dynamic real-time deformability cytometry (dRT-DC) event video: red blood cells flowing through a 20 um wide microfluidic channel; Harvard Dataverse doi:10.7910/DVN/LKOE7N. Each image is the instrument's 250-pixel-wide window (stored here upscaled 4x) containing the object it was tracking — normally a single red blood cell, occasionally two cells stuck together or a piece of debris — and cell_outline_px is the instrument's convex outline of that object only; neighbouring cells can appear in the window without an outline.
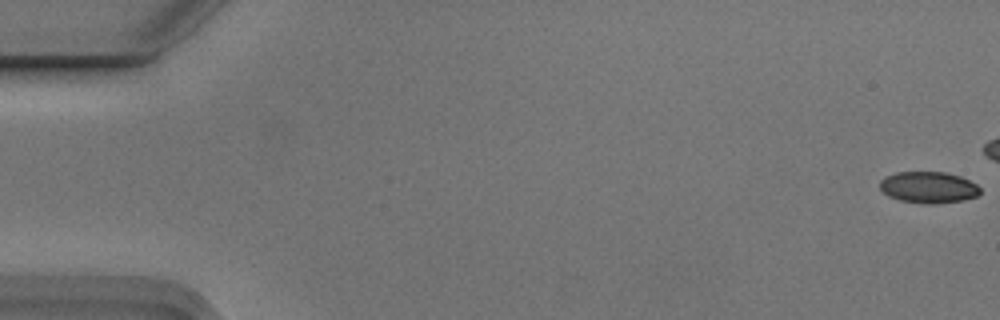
{"species": "Egyptian fruit bat (a non-hibernating species)", "species_latin": "Rousettus aegyptiacus", "temperature_condition": "cold", "stored_images_in_passage": 8, "camera_frame_rate_fps": 3000, "um_per_image_px": 0.085, "animal": {"sex": "male"}, "frame": {"image": 1, "passage_image": 1, "time_ms": 0.0, "image_size_px": [1000, 320], "cell_outline_px": [[980, 192], [976, 196], [964, 200], [936, 204], [928, 204], [900, 200], [888, 196], [880, 188], [880, 180], [884, 176], [896, 172], [944, 172], [960, 176], [976, 184], [980, 188]], "centroid_in_image_um": [78.91, 15.92], "position_along_channel_um": 6.1, "area_um2": 18.38}}
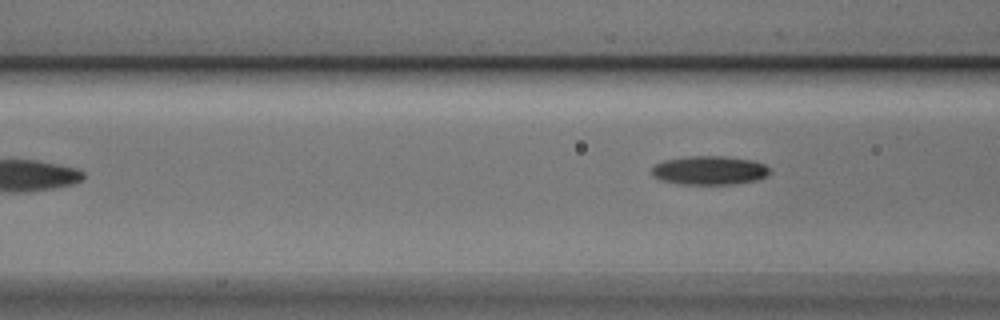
{"frame": {"image": 2, "passage_image": 8, "time_ms": 2.333, "image_size_px": [1000, 320], "cell_outline_px": [[772, 172], [768, 176], [756, 180], [736, 184], [680, 184], [660, 180], [652, 176], [652, 168], [656, 164], [664, 160], [688, 156], [724, 156], [752, 160], [764, 164], [772, 168]], "centroid_in_image_um": [60.34, 14.48], "position_along_channel_um": 106.3, "area_um2": 20.06}}